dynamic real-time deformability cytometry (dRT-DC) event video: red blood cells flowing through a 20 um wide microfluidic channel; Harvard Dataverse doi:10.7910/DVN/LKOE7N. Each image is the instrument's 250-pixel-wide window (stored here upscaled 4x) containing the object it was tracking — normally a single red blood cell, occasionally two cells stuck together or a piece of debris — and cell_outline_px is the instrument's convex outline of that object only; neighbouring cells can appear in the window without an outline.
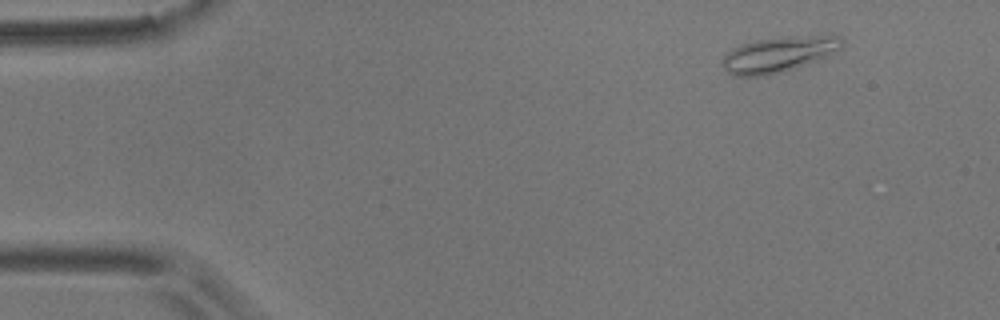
{"species": "common noctule bat (a hibernating species)", "species_latin": "Nyctalus noctula", "temperature_condition": "room temperature", "stored_images_in_passage": 4, "camera_frame_rate_fps": 3000, "um_per_image_px": 0.085, "animal": {"sex": "male", "body_mass_g": 17.9}, "frame": {"image": 1, "passage_image": 1, "time_ms": 0.0, "image_size_px": [1000, 320], "cell_outline_px": [[844, 44], [840, 48], [828, 56], [780, 72], [764, 76], [732, 76], [724, 68], [724, 56], [732, 48], [740, 44], [756, 40], [788, 36], [840, 36], [844, 40]], "centroid_in_image_um": [66.17, 4.61], "position_along_channel_um": 18.8, "area_um2": 24.39}}